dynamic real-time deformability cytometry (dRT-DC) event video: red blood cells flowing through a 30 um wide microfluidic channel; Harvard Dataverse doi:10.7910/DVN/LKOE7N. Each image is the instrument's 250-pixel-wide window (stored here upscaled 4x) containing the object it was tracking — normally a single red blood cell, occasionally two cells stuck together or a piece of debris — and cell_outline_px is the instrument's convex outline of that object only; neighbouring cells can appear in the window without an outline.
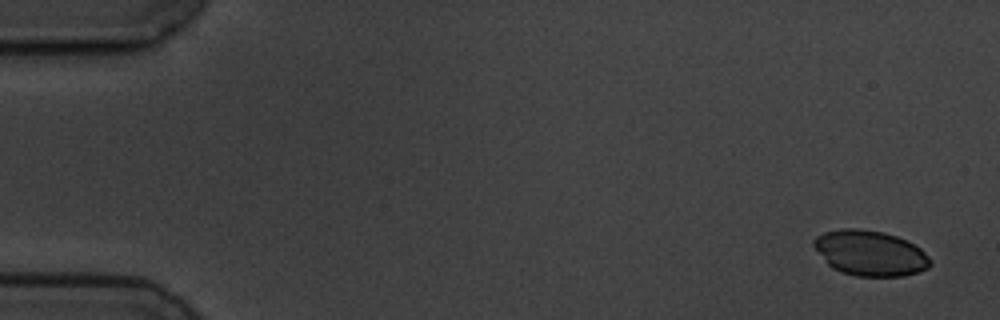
{"species": "common noctule bat (a hibernating species)", "species_latin": "Nyctalus noctula", "temperature_condition": "cold", "stored_images_in_passage": 5, "camera_frame_rate_fps": 3000, "um_per_image_px": 0.085, "animal": {"sex": "male", "body_mass_g": 19.5, "forearm_length_mm": 54.6}, "frame": {"image": 1, "passage_image": 1, "time_ms": 0.0, "image_size_px": [1000, 320], "cell_outline_px": [[932, 264], [928, 268], [904, 276], [856, 276], [840, 272], [832, 268], [828, 264], [812, 244], [812, 240], [816, 236], [824, 232], [840, 228], [856, 228], [884, 232], [896, 236], [920, 248], [932, 260]], "centroid_in_image_um": [73.94, 21.51], "position_along_channel_um": 11.1, "area_um2": 30.75}}